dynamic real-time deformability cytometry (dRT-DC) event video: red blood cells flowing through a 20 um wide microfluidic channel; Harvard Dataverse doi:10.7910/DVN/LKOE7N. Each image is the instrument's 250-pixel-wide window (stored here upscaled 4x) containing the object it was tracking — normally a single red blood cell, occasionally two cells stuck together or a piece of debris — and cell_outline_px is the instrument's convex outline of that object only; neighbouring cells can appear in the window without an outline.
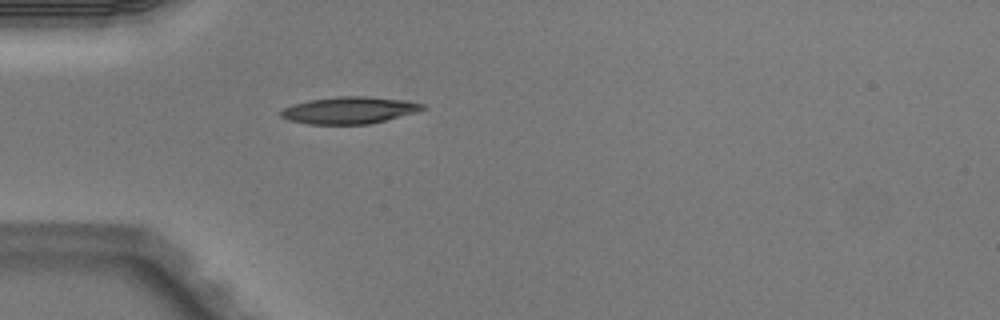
{"species": "Egyptian fruit bat (a non-hibernating species)", "species_latin": "Rousettus aegyptiacus", "temperature_condition": "warm", "stored_images_in_passage": 1, "camera_frame_rate_fps": 3000, "um_per_image_px": 0.085, "animal": {"sex": "male"}, "frame": {"image": 1, "passage_image": 1, "time_ms": 0.0, "image_size_px": [1000, 320], "cell_outline_px": [[428, 108], [416, 112], [368, 124], [308, 124], [288, 120], [280, 116], [280, 112], [284, 108], [292, 104], [308, 100], [340, 96], [368, 96], [408, 100], [424, 104]], "centroid_in_image_um": [29.7, 9.36], "position_along_channel_um": 55.3, "area_um2": 22.31}}